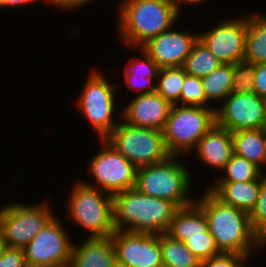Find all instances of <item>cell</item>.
Masks as SVG:
<instances>
[{"label":"cell","mask_w":266,"mask_h":267,"mask_svg":"<svg viewBox=\"0 0 266 267\" xmlns=\"http://www.w3.org/2000/svg\"><path fill=\"white\" fill-rule=\"evenodd\" d=\"M196 203L204 211L208 229L222 253L249 257L252 246H264L252 230L248 213L223 203L209 189Z\"/></svg>","instance_id":"obj_1"},{"label":"cell","mask_w":266,"mask_h":267,"mask_svg":"<svg viewBox=\"0 0 266 267\" xmlns=\"http://www.w3.org/2000/svg\"><path fill=\"white\" fill-rule=\"evenodd\" d=\"M177 209L174 203L144 195L134 187L113 195L114 227L131 232L165 233Z\"/></svg>","instance_id":"obj_2"},{"label":"cell","mask_w":266,"mask_h":267,"mask_svg":"<svg viewBox=\"0 0 266 267\" xmlns=\"http://www.w3.org/2000/svg\"><path fill=\"white\" fill-rule=\"evenodd\" d=\"M119 10L120 37L140 48L166 32L179 16L174 0H123Z\"/></svg>","instance_id":"obj_3"},{"label":"cell","mask_w":266,"mask_h":267,"mask_svg":"<svg viewBox=\"0 0 266 267\" xmlns=\"http://www.w3.org/2000/svg\"><path fill=\"white\" fill-rule=\"evenodd\" d=\"M176 157L171 155L163 162L137 168L135 188L144 195L168 200L178 208L194 203L188 195L189 173Z\"/></svg>","instance_id":"obj_4"},{"label":"cell","mask_w":266,"mask_h":267,"mask_svg":"<svg viewBox=\"0 0 266 267\" xmlns=\"http://www.w3.org/2000/svg\"><path fill=\"white\" fill-rule=\"evenodd\" d=\"M74 186L67 205L71 219L89 231V237L111 236L115 231L113 196L87 182Z\"/></svg>","instance_id":"obj_5"},{"label":"cell","mask_w":266,"mask_h":267,"mask_svg":"<svg viewBox=\"0 0 266 267\" xmlns=\"http://www.w3.org/2000/svg\"><path fill=\"white\" fill-rule=\"evenodd\" d=\"M216 124L215 109L172 105L163 136L172 156L195 149L199 140Z\"/></svg>","instance_id":"obj_6"},{"label":"cell","mask_w":266,"mask_h":267,"mask_svg":"<svg viewBox=\"0 0 266 267\" xmlns=\"http://www.w3.org/2000/svg\"><path fill=\"white\" fill-rule=\"evenodd\" d=\"M137 168L157 164L168 159L163 131L119 123L106 138Z\"/></svg>","instance_id":"obj_7"},{"label":"cell","mask_w":266,"mask_h":267,"mask_svg":"<svg viewBox=\"0 0 266 267\" xmlns=\"http://www.w3.org/2000/svg\"><path fill=\"white\" fill-rule=\"evenodd\" d=\"M45 204H10L0 209V228L6 247L24 249L54 217Z\"/></svg>","instance_id":"obj_8"},{"label":"cell","mask_w":266,"mask_h":267,"mask_svg":"<svg viewBox=\"0 0 266 267\" xmlns=\"http://www.w3.org/2000/svg\"><path fill=\"white\" fill-rule=\"evenodd\" d=\"M53 217L23 249L27 267H66L70 265L72 242Z\"/></svg>","instance_id":"obj_9"},{"label":"cell","mask_w":266,"mask_h":267,"mask_svg":"<svg viewBox=\"0 0 266 267\" xmlns=\"http://www.w3.org/2000/svg\"><path fill=\"white\" fill-rule=\"evenodd\" d=\"M106 146L93 156L89 172L96 180V187L111 194L135 187L137 167L128 161L106 139H101Z\"/></svg>","instance_id":"obj_10"},{"label":"cell","mask_w":266,"mask_h":267,"mask_svg":"<svg viewBox=\"0 0 266 267\" xmlns=\"http://www.w3.org/2000/svg\"><path fill=\"white\" fill-rule=\"evenodd\" d=\"M79 99V107L101 139L119 124L113 121L114 88L100 72L92 71ZM113 88V89H112Z\"/></svg>","instance_id":"obj_11"},{"label":"cell","mask_w":266,"mask_h":267,"mask_svg":"<svg viewBox=\"0 0 266 267\" xmlns=\"http://www.w3.org/2000/svg\"><path fill=\"white\" fill-rule=\"evenodd\" d=\"M220 109L215 108L216 124L230 132L266 129V100L254 92L229 94Z\"/></svg>","instance_id":"obj_12"},{"label":"cell","mask_w":266,"mask_h":267,"mask_svg":"<svg viewBox=\"0 0 266 267\" xmlns=\"http://www.w3.org/2000/svg\"><path fill=\"white\" fill-rule=\"evenodd\" d=\"M116 261L127 267H164L159 234L115 230Z\"/></svg>","instance_id":"obj_13"},{"label":"cell","mask_w":266,"mask_h":267,"mask_svg":"<svg viewBox=\"0 0 266 267\" xmlns=\"http://www.w3.org/2000/svg\"><path fill=\"white\" fill-rule=\"evenodd\" d=\"M246 34L247 17L221 22L213 30L198 35V39L222 64L234 65L243 62Z\"/></svg>","instance_id":"obj_14"},{"label":"cell","mask_w":266,"mask_h":267,"mask_svg":"<svg viewBox=\"0 0 266 267\" xmlns=\"http://www.w3.org/2000/svg\"><path fill=\"white\" fill-rule=\"evenodd\" d=\"M166 31L150 39L141 48L160 67L183 66L198 35Z\"/></svg>","instance_id":"obj_15"},{"label":"cell","mask_w":266,"mask_h":267,"mask_svg":"<svg viewBox=\"0 0 266 267\" xmlns=\"http://www.w3.org/2000/svg\"><path fill=\"white\" fill-rule=\"evenodd\" d=\"M172 105L159 93L138 94L130 101L121 116L135 127L164 130Z\"/></svg>","instance_id":"obj_16"},{"label":"cell","mask_w":266,"mask_h":267,"mask_svg":"<svg viewBox=\"0 0 266 267\" xmlns=\"http://www.w3.org/2000/svg\"><path fill=\"white\" fill-rule=\"evenodd\" d=\"M196 148L200 160L223 170L234 153L232 132L215 124L199 140Z\"/></svg>","instance_id":"obj_17"},{"label":"cell","mask_w":266,"mask_h":267,"mask_svg":"<svg viewBox=\"0 0 266 267\" xmlns=\"http://www.w3.org/2000/svg\"><path fill=\"white\" fill-rule=\"evenodd\" d=\"M116 262L111 236L88 237L80 247L72 246L70 267H112Z\"/></svg>","instance_id":"obj_18"},{"label":"cell","mask_w":266,"mask_h":267,"mask_svg":"<svg viewBox=\"0 0 266 267\" xmlns=\"http://www.w3.org/2000/svg\"><path fill=\"white\" fill-rule=\"evenodd\" d=\"M261 182L262 175L249 182H216L209 190L223 203L250 214L258 199Z\"/></svg>","instance_id":"obj_19"},{"label":"cell","mask_w":266,"mask_h":267,"mask_svg":"<svg viewBox=\"0 0 266 267\" xmlns=\"http://www.w3.org/2000/svg\"><path fill=\"white\" fill-rule=\"evenodd\" d=\"M209 231L204 211L196 203L180 207L174 214L167 234L184 242V235L205 234Z\"/></svg>","instance_id":"obj_20"},{"label":"cell","mask_w":266,"mask_h":267,"mask_svg":"<svg viewBox=\"0 0 266 267\" xmlns=\"http://www.w3.org/2000/svg\"><path fill=\"white\" fill-rule=\"evenodd\" d=\"M234 153L258 167L266 164V129L232 132Z\"/></svg>","instance_id":"obj_21"},{"label":"cell","mask_w":266,"mask_h":267,"mask_svg":"<svg viewBox=\"0 0 266 267\" xmlns=\"http://www.w3.org/2000/svg\"><path fill=\"white\" fill-rule=\"evenodd\" d=\"M244 62L249 64L266 63V16L247 15Z\"/></svg>","instance_id":"obj_22"},{"label":"cell","mask_w":266,"mask_h":267,"mask_svg":"<svg viewBox=\"0 0 266 267\" xmlns=\"http://www.w3.org/2000/svg\"><path fill=\"white\" fill-rule=\"evenodd\" d=\"M164 267H201V261L185 246V243L165 233L159 234Z\"/></svg>","instance_id":"obj_23"},{"label":"cell","mask_w":266,"mask_h":267,"mask_svg":"<svg viewBox=\"0 0 266 267\" xmlns=\"http://www.w3.org/2000/svg\"><path fill=\"white\" fill-rule=\"evenodd\" d=\"M141 53L144 60L141 62L132 63L131 67H125L124 76L126 85L133 90L144 91L141 94L151 93L156 91V86L152 85V78L158 76L160 67L149 57V55L141 48ZM139 78V80L137 79ZM137 79V80H136ZM138 81V82H137Z\"/></svg>","instance_id":"obj_24"},{"label":"cell","mask_w":266,"mask_h":267,"mask_svg":"<svg viewBox=\"0 0 266 267\" xmlns=\"http://www.w3.org/2000/svg\"><path fill=\"white\" fill-rule=\"evenodd\" d=\"M201 80L207 102L225 99L231 93L233 64H221Z\"/></svg>","instance_id":"obj_25"},{"label":"cell","mask_w":266,"mask_h":267,"mask_svg":"<svg viewBox=\"0 0 266 267\" xmlns=\"http://www.w3.org/2000/svg\"><path fill=\"white\" fill-rule=\"evenodd\" d=\"M222 63L199 39L193 44L183 68L188 75L202 78L218 68Z\"/></svg>","instance_id":"obj_26"},{"label":"cell","mask_w":266,"mask_h":267,"mask_svg":"<svg viewBox=\"0 0 266 267\" xmlns=\"http://www.w3.org/2000/svg\"><path fill=\"white\" fill-rule=\"evenodd\" d=\"M185 72L180 67L160 68L157 76L156 92L159 93L171 105H179L180 93L185 79Z\"/></svg>","instance_id":"obj_27"},{"label":"cell","mask_w":266,"mask_h":267,"mask_svg":"<svg viewBox=\"0 0 266 267\" xmlns=\"http://www.w3.org/2000/svg\"><path fill=\"white\" fill-rule=\"evenodd\" d=\"M223 170L226 171L225 176L219 177L215 182H249L258 179L263 173L256 164L235 153Z\"/></svg>","instance_id":"obj_28"},{"label":"cell","mask_w":266,"mask_h":267,"mask_svg":"<svg viewBox=\"0 0 266 267\" xmlns=\"http://www.w3.org/2000/svg\"><path fill=\"white\" fill-rule=\"evenodd\" d=\"M184 243L201 262L222 253L210 231L205 234L184 235Z\"/></svg>","instance_id":"obj_29"},{"label":"cell","mask_w":266,"mask_h":267,"mask_svg":"<svg viewBox=\"0 0 266 267\" xmlns=\"http://www.w3.org/2000/svg\"><path fill=\"white\" fill-rule=\"evenodd\" d=\"M254 234L266 245V175L262 174L261 188L254 209L249 214Z\"/></svg>","instance_id":"obj_30"},{"label":"cell","mask_w":266,"mask_h":267,"mask_svg":"<svg viewBox=\"0 0 266 267\" xmlns=\"http://www.w3.org/2000/svg\"><path fill=\"white\" fill-rule=\"evenodd\" d=\"M182 106L207 107L202 80L200 77L185 75L183 87L180 93ZM206 103V104H205Z\"/></svg>","instance_id":"obj_31"},{"label":"cell","mask_w":266,"mask_h":267,"mask_svg":"<svg viewBox=\"0 0 266 267\" xmlns=\"http://www.w3.org/2000/svg\"><path fill=\"white\" fill-rule=\"evenodd\" d=\"M254 64L239 62L233 65L231 94L254 92Z\"/></svg>","instance_id":"obj_32"},{"label":"cell","mask_w":266,"mask_h":267,"mask_svg":"<svg viewBox=\"0 0 266 267\" xmlns=\"http://www.w3.org/2000/svg\"><path fill=\"white\" fill-rule=\"evenodd\" d=\"M247 258L237 253H221L201 262V267H244Z\"/></svg>","instance_id":"obj_33"},{"label":"cell","mask_w":266,"mask_h":267,"mask_svg":"<svg viewBox=\"0 0 266 267\" xmlns=\"http://www.w3.org/2000/svg\"><path fill=\"white\" fill-rule=\"evenodd\" d=\"M0 267H27L23 249L5 246L0 253Z\"/></svg>","instance_id":"obj_34"},{"label":"cell","mask_w":266,"mask_h":267,"mask_svg":"<svg viewBox=\"0 0 266 267\" xmlns=\"http://www.w3.org/2000/svg\"><path fill=\"white\" fill-rule=\"evenodd\" d=\"M254 93L266 100V63L254 65Z\"/></svg>","instance_id":"obj_35"},{"label":"cell","mask_w":266,"mask_h":267,"mask_svg":"<svg viewBox=\"0 0 266 267\" xmlns=\"http://www.w3.org/2000/svg\"><path fill=\"white\" fill-rule=\"evenodd\" d=\"M49 3L53 5H57L58 7L60 6L62 8H67V9H72L76 8L78 6L84 5V3H88V1L91 2V0H48Z\"/></svg>","instance_id":"obj_36"},{"label":"cell","mask_w":266,"mask_h":267,"mask_svg":"<svg viewBox=\"0 0 266 267\" xmlns=\"http://www.w3.org/2000/svg\"><path fill=\"white\" fill-rule=\"evenodd\" d=\"M39 0H0V7H9V6H16V5H24L29 4L32 2H36ZM47 1V0H46Z\"/></svg>","instance_id":"obj_37"},{"label":"cell","mask_w":266,"mask_h":267,"mask_svg":"<svg viewBox=\"0 0 266 267\" xmlns=\"http://www.w3.org/2000/svg\"><path fill=\"white\" fill-rule=\"evenodd\" d=\"M188 2L189 4L191 3H201V2H203V1H205V0H174V2H175V4H176V6H177V9H178V12L180 11V8H181V6H180V2Z\"/></svg>","instance_id":"obj_38"},{"label":"cell","mask_w":266,"mask_h":267,"mask_svg":"<svg viewBox=\"0 0 266 267\" xmlns=\"http://www.w3.org/2000/svg\"><path fill=\"white\" fill-rule=\"evenodd\" d=\"M4 247H5V244L3 241L2 232H1V228H0V253L2 252Z\"/></svg>","instance_id":"obj_39"},{"label":"cell","mask_w":266,"mask_h":267,"mask_svg":"<svg viewBox=\"0 0 266 267\" xmlns=\"http://www.w3.org/2000/svg\"><path fill=\"white\" fill-rule=\"evenodd\" d=\"M112 267H127V266L124 265V264H121V263H119V262L116 261V262L113 264Z\"/></svg>","instance_id":"obj_40"}]
</instances>
